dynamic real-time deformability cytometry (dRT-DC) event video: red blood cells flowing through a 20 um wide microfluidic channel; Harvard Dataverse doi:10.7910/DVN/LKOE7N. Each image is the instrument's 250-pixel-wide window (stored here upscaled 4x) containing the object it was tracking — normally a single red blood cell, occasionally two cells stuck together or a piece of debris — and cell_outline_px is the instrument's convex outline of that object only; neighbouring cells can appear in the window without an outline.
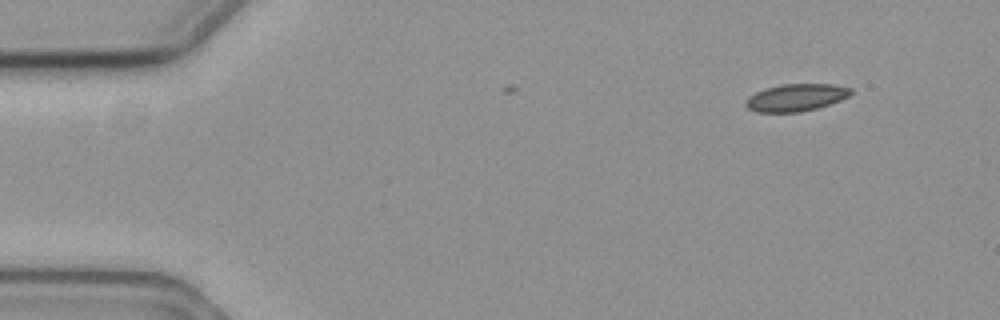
{"species": "common noctule bat (a hibernating species)", "species_latin": "Nyctalus noctula", "temperature_condition": "cold", "stored_images_in_passage": 5, "camera_frame_rate_fps": 3000, "um_per_image_px": 0.085, "animal": {"sex": "female", "body_mass_g": 19.3, "forearm_length_mm": 54.1}, "frame": {"image": 1, "passage_image": 1, "time_ms": 0.0, "image_size_px": [1000, 320], "cell_outline_px": [[852, 92], [848, 96], [840, 100], [816, 108], [800, 112], [756, 112], [748, 108], [744, 104], [748, 96], [764, 88], [784, 84], [832, 84], [852, 88]], "centroid_in_image_um": [67.63, 8.28], "position_along_channel_um": 17.4, "area_um2": 16.65}}